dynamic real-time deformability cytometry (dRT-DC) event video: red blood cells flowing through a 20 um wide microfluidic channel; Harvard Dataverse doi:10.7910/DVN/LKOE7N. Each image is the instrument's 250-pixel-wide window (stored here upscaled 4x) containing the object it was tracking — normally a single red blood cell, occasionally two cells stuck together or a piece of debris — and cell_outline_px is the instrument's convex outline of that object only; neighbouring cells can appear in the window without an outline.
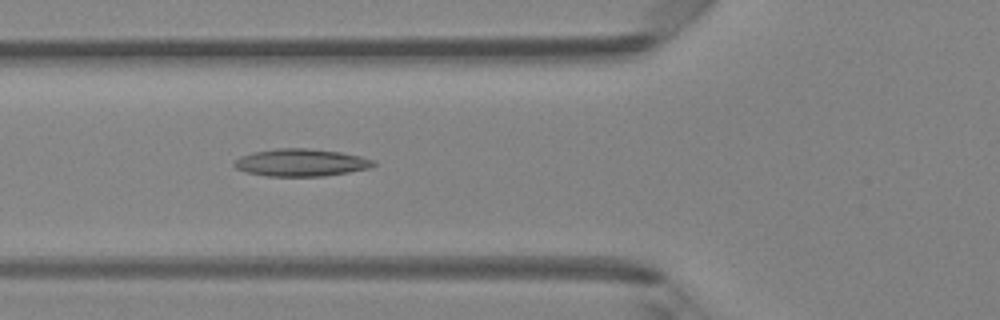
{"species": "Egyptian fruit bat (a non-hibernating species)", "species_latin": "Rousettus aegyptiacus", "temperature_condition": "room temperature", "stored_images_in_passage": 48, "camera_frame_rate_fps": 3000, "um_per_image_px": 0.085, "animal": {"sex": "female"}, "frame": {"image": 1, "passage_image": 18, "time_ms": 5.667, "image_size_px": [1000, 320], "cell_outline_px": [[376, 164], [368, 168], [348, 172], [324, 176], [264, 176], [244, 172], [236, 168], [232, 164], [240, 156], [252, 152], [276, 148], [308, 148], [340, 152], [360, 156], [372, 160]], "centroid_in_image_um": [25.52, 13.82], "position_along_channel_um": 100.3, "area_um2": 22.25}}
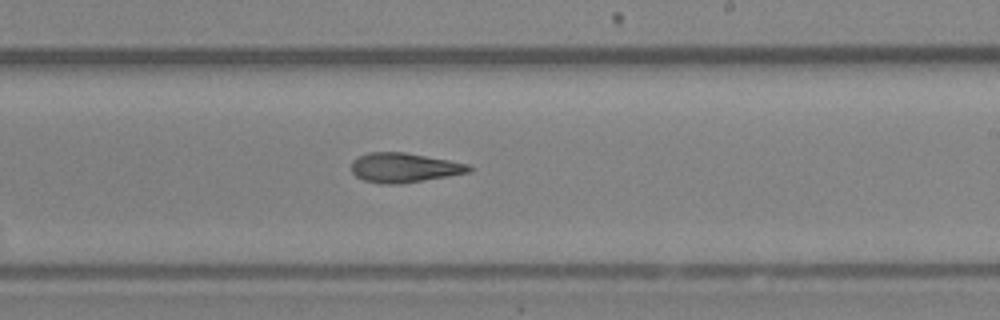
{"frame": {"image": 2, "passage_image": 29, "time_ms": 9.333, "image_size_px": [1000, 320], "cell_outline_px": [[472, 172], [400, 184], [380, 184], [364, 180], [356, 176], [352, 172], [352, 160], [356, 156], [368, 152], [404, 152], [448, 160], [468, 164], [472, 168]], "centroid_in_image_um": [34.32, 14.25], "position_along_channel_um": 254.7, "area_um2": 20.29}}
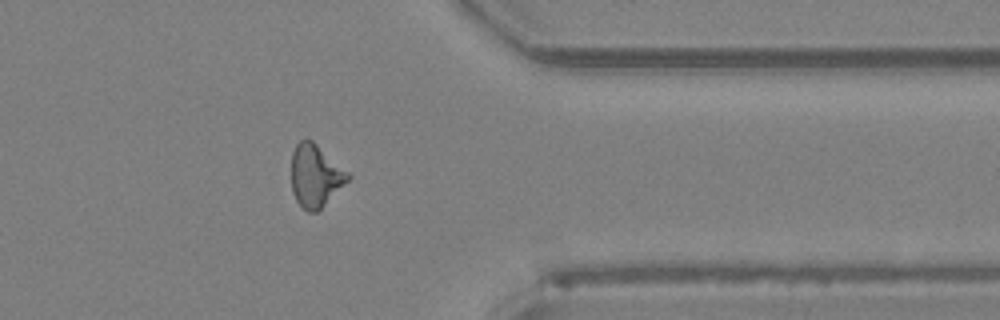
{"frame": {"image": 3, "passage_image": 39, "time_ms": 12.667, "image_size_px": [1000, 320], "cell_outline_px": [[352, 176], [316, 212], [308, 212], [300, 208], [292, 192], [292, 152], [296, 144], [304, 136], [312, 140], [348, 172]], "centroid_in_image_um": [26.77, 14.92], "position_along_channel_um": 384.6, "area_um2": 20.46}, "authors_computed_cell_mechanics": {"area_um2": 21.1259, "velocity_mm_per_s": 4.2253, "shape_relaxation_time_tau1_ms": null, "shape_relaxation_time_tau2_ms": 5.3417, "deformation_change_tau1": null, "deformation_change_tau2": 0.1738}}